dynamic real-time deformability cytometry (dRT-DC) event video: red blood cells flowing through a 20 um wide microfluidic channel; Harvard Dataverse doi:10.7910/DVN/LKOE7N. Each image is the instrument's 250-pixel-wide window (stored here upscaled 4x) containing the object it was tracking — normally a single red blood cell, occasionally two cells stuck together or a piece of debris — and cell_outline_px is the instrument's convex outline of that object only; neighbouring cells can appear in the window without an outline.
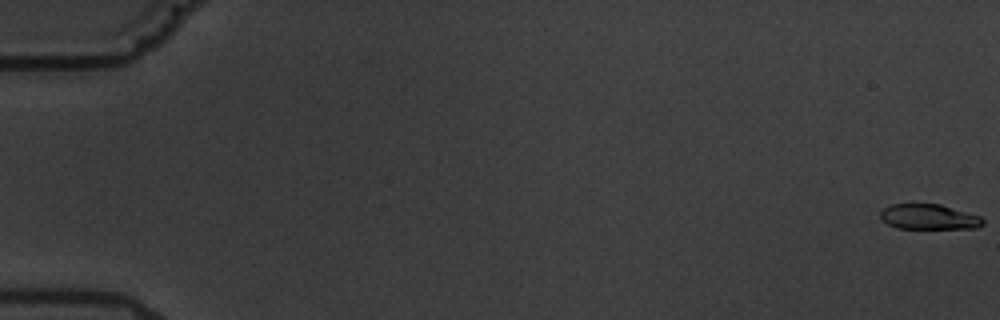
{"species": "common noctule bat (a hibernating species)", "species_latin": "Nyctalus noctula", "temperature_condition": "warm", "stored_images_in_passage": 17, "camera_frame_rate_fps": 3000, "um_per_image_px": 0.085, "animal": {"sex": "male", "body_mass_g": 19.5, "forearm_length_mm": 54.6}, "frame": {"image": 1, "passage_image": 1, "time_ms": 0.0, "image_size_px": [1000, 320], "cell_outline_px": [[984, 224], [976, 228], [896, 228], [880, 220], [880, 212], [884, 208], [892, 204], [940, 204], [980, 216], [984, 220]], "centroid_in_image_um": [78.93, 18.43], "position_along_channel_um": 6.1, "area_um2": 15.03}}
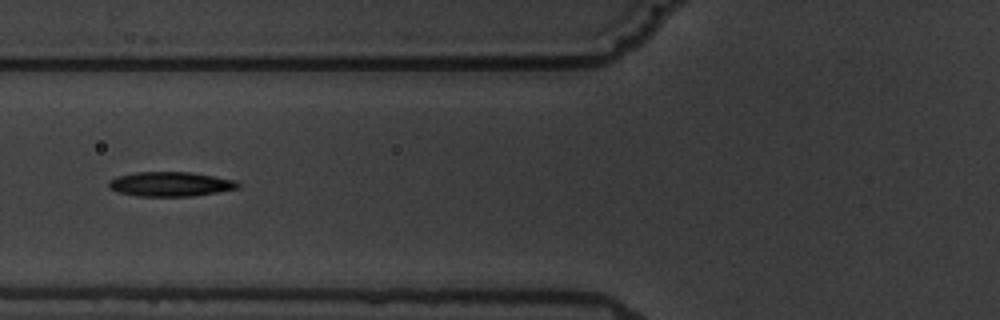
{"frame": {"image": 2, "passage_image": 8, "time_ms": 8.0, "image_size_px": [1000, 320], "cell_outline_px": [[240, 188], [192, 196], [136, 196], [120, 192], [108, 188], [108, 180], [116, 176], [136, 172], [188, 172], [236, 180], [240, 184]], "centroid_in_image_um": [14.46, 15.64], "position_along_channel_um": 111.3, "area_um2": 18.44}}
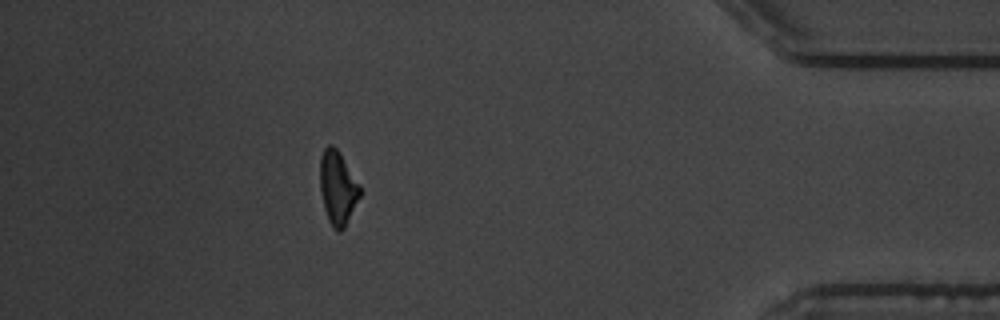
{"frame": {"image": 3, "passage_image": 16, "time_ms": 17.667, "image_size_px": [1000, 320], "cell_outline_px": [[360, 196], [344, 228], [340, 232], [336, 232], [332, 228], [328, 220], [324, 208], [320, 192], [320, 156], [324, 148], [328, 144], [332, 144], [340, 152], [360, 184]], "centroid_in_image_um": [28.69, 15.95], "position_along_channel_um": 406.5, "area_um2": 17.34}, "authors_computed_cell_mechanics": {"area_um2": 17.7446, "velocity_mm_per_s": 3.4953, "shape_relaxation_time_tau1_ms": 4.3824, "shape_relaxation_time_tau2_ms": 5.6646, "deformation_change_tau1": 0.1445, "deformation_change_tau2": 0.1249}}